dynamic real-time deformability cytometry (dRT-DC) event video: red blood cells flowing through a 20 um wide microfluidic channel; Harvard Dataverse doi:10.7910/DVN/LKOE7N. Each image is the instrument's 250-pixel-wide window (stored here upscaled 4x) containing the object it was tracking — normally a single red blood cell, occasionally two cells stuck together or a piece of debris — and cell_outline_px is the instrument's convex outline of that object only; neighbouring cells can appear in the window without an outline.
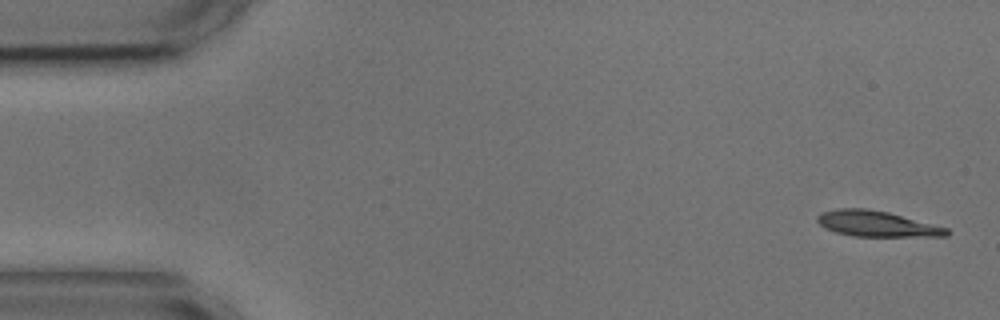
{"species": "common noctule bat (a hibernating species)", "species_latin": "Nyctalus noctula", "temperature_condition": "cold", "stored_images_in_passage": 7, "camera_frame_rate_fps": 3000, "um_per_image_px": 0.085, "animal": {"sex": "male", "body_mass_g": 17.9, "forearm_length_mm": 54.2}, "frame": {"image": 1, "passage_image": 1, "time_ms": 0.0, "image_size_px": [1000, 320], "cell_outline_px": [[952, 232], [948, 236], [852, 236], [836, 232], [824, 228], [816, 220], [816, 216], [820, 212], [840, 208], [864, 208], [888, 212], [948, 228]], "centroid_in_image_um": [74.5, 19.02], "position_along_channel_um": 10.5, "area_um2": 19.36}}
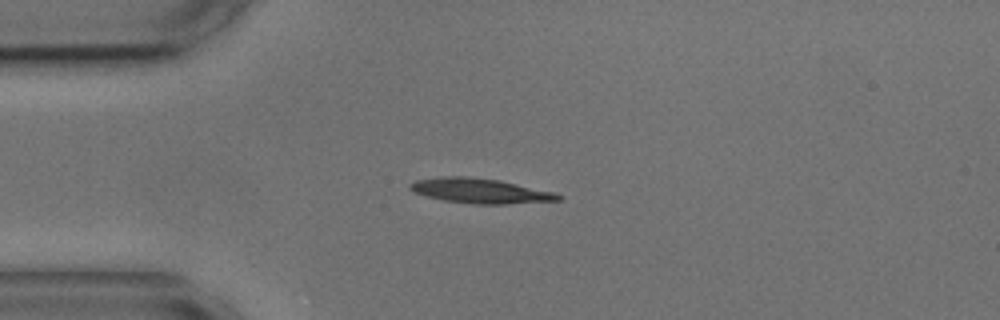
{"frame": {"image": 2, "passage_image": 4, "time_ms": 3.667, "image_size_px": [1000, 320], "cell_outline_px": [[564, 196], [560, 200], [504, 204], [476, 204], [444, 200], [412, 192], [408, 188], [408, 184], [416, 180], [444, 176], [468, 176], [500, 180], [552, 192]], "centroid_in_image_um": [40.78, 16.21], "position_along_channel_um": 44.2, "area_um2": 21.33}}